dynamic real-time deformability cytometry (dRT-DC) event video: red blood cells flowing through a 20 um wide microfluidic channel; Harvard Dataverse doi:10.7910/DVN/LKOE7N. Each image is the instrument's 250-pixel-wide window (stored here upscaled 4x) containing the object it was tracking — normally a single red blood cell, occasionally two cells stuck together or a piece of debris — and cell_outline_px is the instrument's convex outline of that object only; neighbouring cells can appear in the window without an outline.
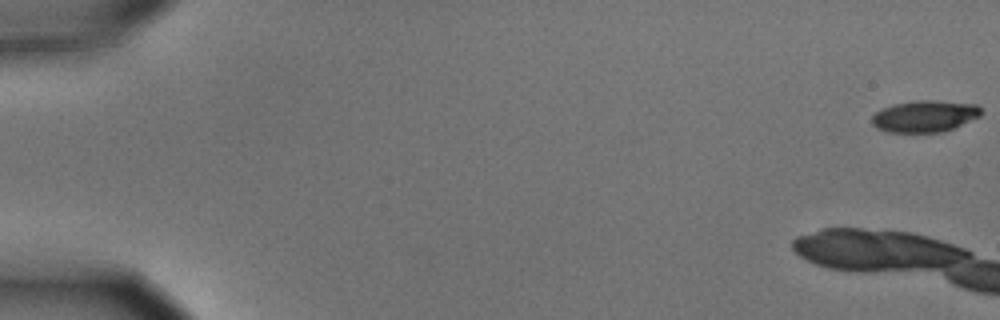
{"species": "common noctule bat (a hibernating species)", "species_latin": "Nyctalus noctula", "temperature_condition": "cold", "stored_images_in_passage": 15, "camera_frame_rate_fps": 3000, "um_per_image_px": 0.085, "animal": {"sex": "male", "body_mass_g": 15.6}, "frame": {"image": 1, "passage_image": 1, "time_ms": 0.0, "image_size_px": [1000, 320], "cell_outline_px": [[980, 116], [944, 132], [888, 132], [876, 128], [872, 124], [872, 116], [880, 108], [896, 104], [916, 100], [932, 100], [976, 104], [980, 108]], "centroid_in_image_um": [78.57, 9.88], "position_along_channel_um": 6.4, "area_um2": 20.06}}